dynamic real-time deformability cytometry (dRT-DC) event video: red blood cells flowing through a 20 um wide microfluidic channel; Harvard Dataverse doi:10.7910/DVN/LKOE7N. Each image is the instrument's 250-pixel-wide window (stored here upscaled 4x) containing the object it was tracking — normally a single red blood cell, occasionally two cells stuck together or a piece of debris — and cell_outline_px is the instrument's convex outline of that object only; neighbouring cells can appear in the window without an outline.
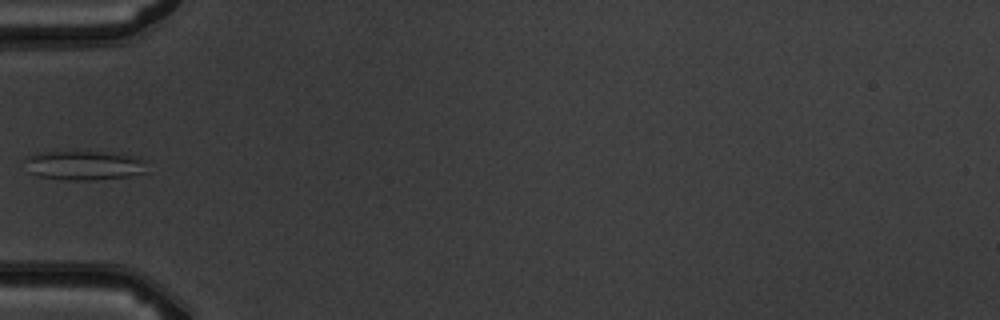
{"species": "common noctule bat (a hibernating species)", "species_latin": "Nyctalus noctula", "temperature_condition": "warm", "stored_images_in_passage": 4, "camera_frame_rate_fps": 3000, "um_per_image_px": 0.085, "animal": {"sex": "male", "body_mass_g": 19.5, "forearm_length_mm": 54.6}, "frame": {"image": 1, "passage_image": 4, "time_ms": 4.667, "image_size_px": [1000, 320], "cell_outline_px": [[148, 172], [128, 176], [92, 180], [64, 180], [36, 176], [28, 172], [24, 160], [28, 156], [36, 152], [120, 152], [140, 156], [144, 160]], "centroid_in_image_um": [7.18, 14.05], "position_along_channel_um": 77.8, "area_um2": 21.39}}